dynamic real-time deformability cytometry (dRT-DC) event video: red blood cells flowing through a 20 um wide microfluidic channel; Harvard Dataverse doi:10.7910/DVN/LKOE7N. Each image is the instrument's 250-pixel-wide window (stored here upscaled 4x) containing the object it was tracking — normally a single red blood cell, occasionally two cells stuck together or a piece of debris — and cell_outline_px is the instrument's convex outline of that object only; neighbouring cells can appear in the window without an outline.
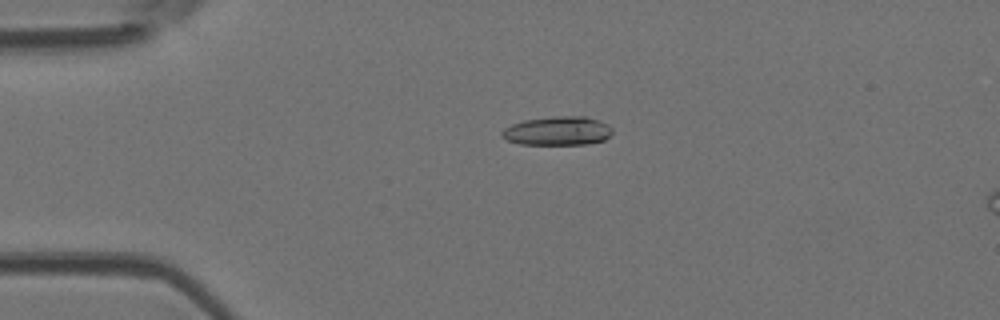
{"species": "Egyptian fruit bat (a non-hibernating species)", "species_latin": "Rousettus aegyptiacus", "temperature_condition": "room temperature", "stored_images_in_passage": 4, "camera_frame_rate_fps": 3000, "um_per_image_px": 0.085, "animal": {"sex": "female"}, "frame": {"image": 1, "passage_image": 1, "time_ms": 0.0, "image_size_px": [1000, 320], "cell_outline_px": [[612, 132], [604, 140], [584, 144], [520, 144], [508, 140], [500, 136], [500, 132], [504, 128], [512, 124], [524, 120], [552, 116], [584, 116], [608, 124], [612, 128]], "centroid_in_image_um": [47.36, 11.12], "position_along_channel_um": 37.6, "area_um2": 18.5}}
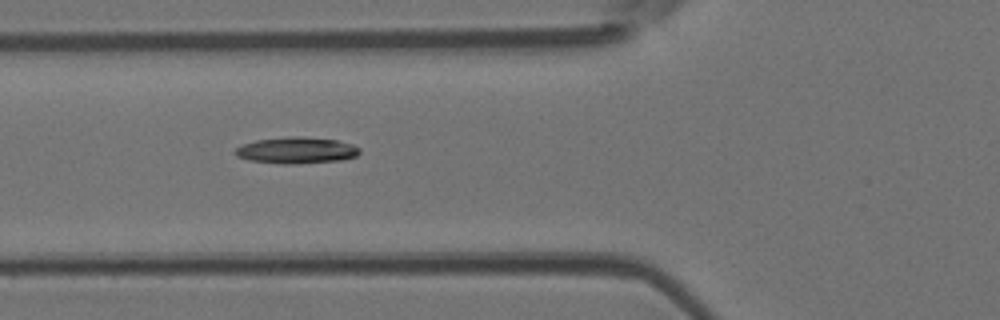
{"frame": {"image": 2, "passage_image": 3, "time_ms": 0.667, "image_size_px": [1000, 320], "cell_outline_px": [[360, 152], [356, 156], [340, 160], [292, 164], [284, 164], [248, 160], [236, 156], [232, 152], [236, 148], [244, 144], [256, 140], [292, 136], [300, 136], [336, 140], [352, 144], [360, 148]], "centroid_in_image_um": [25.18, 12.78], "position_along_channel_um": 100.6, "area_um2": 19.07}}
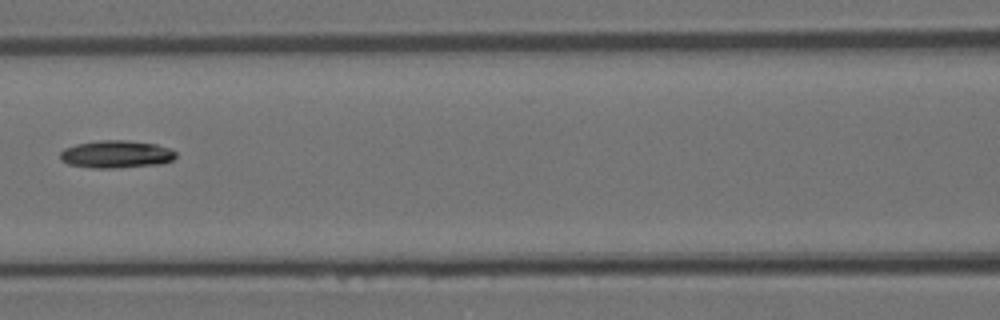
{"frame": {"image": 3, "passage_image": 4, "time_ms": 1.0, "image_size_px": [1000, 320], "cell_outline_px": [[176, 156], [172, 160], [160, 164], [112, 168], [92, 168], [68, 164], [60, 160], [60, 152], [64, 148], [76, 144], [100, 140], [128, 140], [156, 144], [172, 148], [176, 152]], "centroid_in_image_um": [9.88, 13.1], "position_along_channel_um": 156.7, "area_um2": 18.73}}